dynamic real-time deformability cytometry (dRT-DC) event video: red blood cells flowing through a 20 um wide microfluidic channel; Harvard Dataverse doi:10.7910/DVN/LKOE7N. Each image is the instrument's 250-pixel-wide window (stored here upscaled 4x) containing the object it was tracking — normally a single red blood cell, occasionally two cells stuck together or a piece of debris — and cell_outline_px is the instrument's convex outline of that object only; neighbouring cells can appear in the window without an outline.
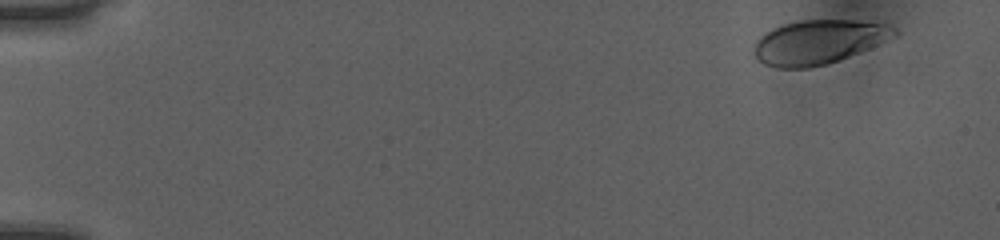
{"species": "human", "species_latin": "Homo sapiens", "temperature_condition": "room temperature", "stored_images_in_passage": 43, "camera_frame_rate_fps": 3000, "um_per_image_px": 0.085, "donor": {"sex": "female"}, "frame": {"image": 1, "passage_image": 1, "time_ms": 0.0, "image_size_px": [1000, 240], "cell_outline_px": [[900, 32], [896, 36], [880, 44], [840, 60], [828, 64], [808, 68], [776, 68], [764, 64], [752, 52], [756, 40], [764, 32], [784, 24], [796, 20], [852, 20], [888, 24], [896, 28]], "centroid_in_image_um": [69.59, 3.57], "position_along_channel_um": 15.4, "area_um2": 36.47}}
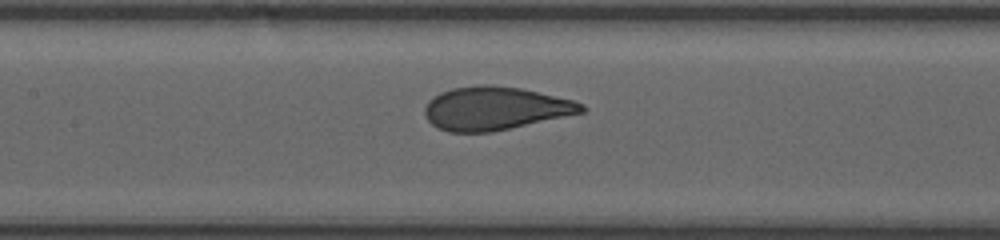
{"frame": {"image": 2, "passage_image": 23, "time_ms": 7.333, "image_size_px": [1000, 240], "cell_outline_px": [[588, 108], [584, 112], [492, 132], [448, 132], [432, 124], [424, 116], [424, 108], [428, 100], [440, 92], [452, 88], [476, 84], [492, 84], [520, 88], [572, 100], [584, 104]], "centroid_in_image_um": [42.05, 9.2], "position_along_channel_um": 165.3, "area_um2": 39.59}}
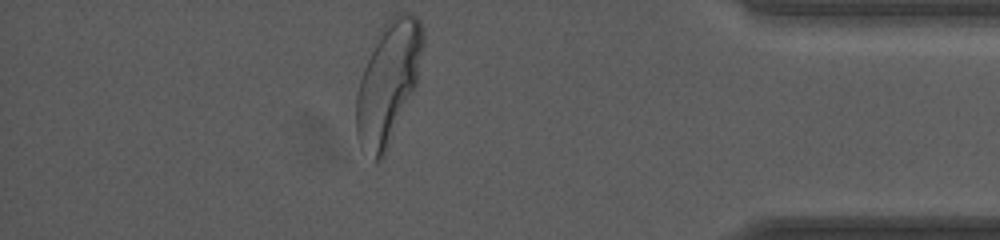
{"frame": {"image": 3, "passage_image": 43, "time_ms": 14.0, "image_size_px": [1000, 240], "cell_outline_px": [[424, 44], [416, 84], [388, 148], [384, 156], [380, 160], [372, 160], [360, 148], [356, 136], [356, 96], [360, 80], [364, 68], [376, 36], [380, 28], [396, 12], [408, 12], [416, 16], [420, 20], [424, 32]], "centroid_in_image_um": [32.99, 7.0], "position_along_channel_um": 402.2, "area_um2": 47.28}, "authors_computed_cell_mechanics": {"area_um2": 39.4774, "velocity_mm_per_s": 4.0121, "shape_relaxation_time_tau1_ms": 3.1721, "shape_relaxation_time_tau2_ms": null, "deformation_change_tau1": 0.1736, "deformation_change_tau2": null}}